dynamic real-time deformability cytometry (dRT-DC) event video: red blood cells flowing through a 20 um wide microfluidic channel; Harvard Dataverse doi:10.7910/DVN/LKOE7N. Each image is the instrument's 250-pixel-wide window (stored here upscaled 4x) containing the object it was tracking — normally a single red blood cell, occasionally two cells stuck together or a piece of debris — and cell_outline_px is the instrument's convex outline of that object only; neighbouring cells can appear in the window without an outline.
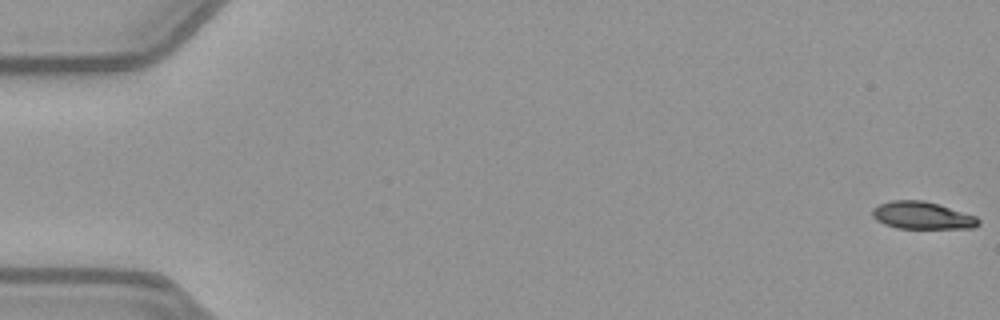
{"species": "common noctule bat (a hibernating species)", "species_latin": "Nyctalus noctula", "temperature_condition": "warm", "stored_images_in_passage": 53, "camera_frame_rate_fps": 3000, "um_per_image_px": 0.085, "animal": {"sex": "female", "body_mass_g": 21.9}, "frame": {"image": 1, "passage_image": 1, "time_ms": 0.0, "image_size_px": [1000, 320], "cell_outline_px": [[980, 224], [976, 228], [896, 228], [884, 224], [876, 220], [872, 216], [872, 208], [880, 204], [892, 200], [924, 200], [940, 204], [976, 216], [980, 220]], "centroid_in_image_um": [78.4, 18.31], "position_along_channel_um": 6.6, "area_um2": 17.11}}
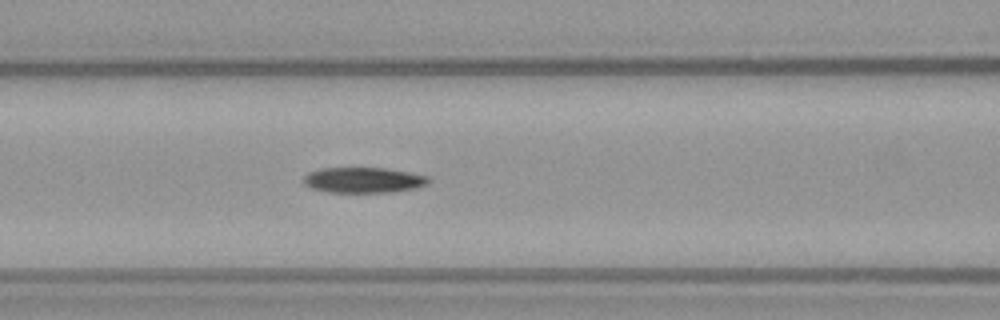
{"frame": {"image": 2, "passage_image": 23, "time_ms": 7.333, "image_size_px": [1000, 320], "cell_outline_px": [[432, 180], [428, 184], [416, 188], [392, 192], [328, 192], [308, 188], [304, 184], [304, 176], [308, 172], [320, 168], [384, 168], [408, 172], [428, 176]], "centroid_in_image_um": [30.89, 15.31], "position_along_channel_um": 135.7, "area_um2": 18.73}}
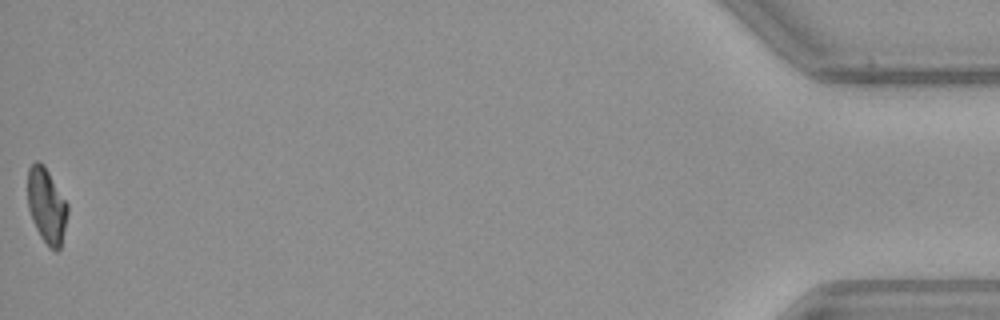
{"frame": {"image": 3, "passage_image": 53, "time_ms": 17.333, "image_size_px": [1000, 320], "cell_outline_px": [[68, 212], [60, 248], [56, 252], [48, 248], [40, 236], [32, 220], [28, 208], [28, 168], [36, 160], [44, 164], [68, 204]], "centroid_in_image_um": [3.96, 17.49], "position_along_channel_um": 431.2, "area_um2": 17.57}, "authors_computed_cell_mechanics": {"area_um2": 18.4382, "velocity_mm_per_s": 3.9695, "shape_relaxation_time_tau1_ms": null, "shape_relaxation_time_tau2_ms": 9.5435, "deformation_change_tau1": null, "deformation_change_tau2": 0.1839}}